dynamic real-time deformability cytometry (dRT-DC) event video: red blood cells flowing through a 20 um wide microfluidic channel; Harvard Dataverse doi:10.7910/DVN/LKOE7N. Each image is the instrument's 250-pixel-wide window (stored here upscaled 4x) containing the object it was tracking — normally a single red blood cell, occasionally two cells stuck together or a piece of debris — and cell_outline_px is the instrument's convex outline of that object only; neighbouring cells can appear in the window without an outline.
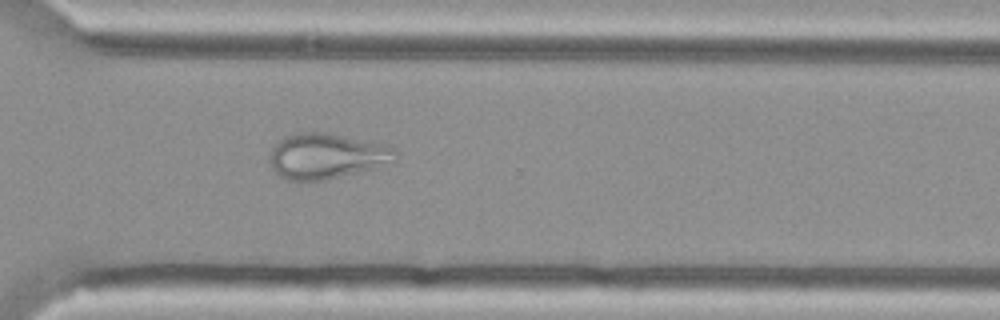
{"species": "Egyptian fruit bat (a non-hibernating species)", "species_latin": "Rousettus aegyptiacus", "temperature_condition": "cold", "stored_images_in_passage": 55, "camera_frame_rate_fps": 3000, "um_per_image_px": 0.085, "animal": {"sex": "female"}, "frame": {"image": 1, "passage_image": 39, "time_ms": 12.667, "image_size_px": [1000, 320], "cell_outline_px": [[400, 156], [396, 160], [380, 168], [324, 180], [284, 180], [272, 168], [268, 160], [268, 156], [272, 148], [284, 136], [296, 132], [328, 132], [384, 144], [392, 148]], "centroid_in_image_um": [27.77, 13.27], "position_along_channel_um": 342.8, "area_um2": 33.87}}
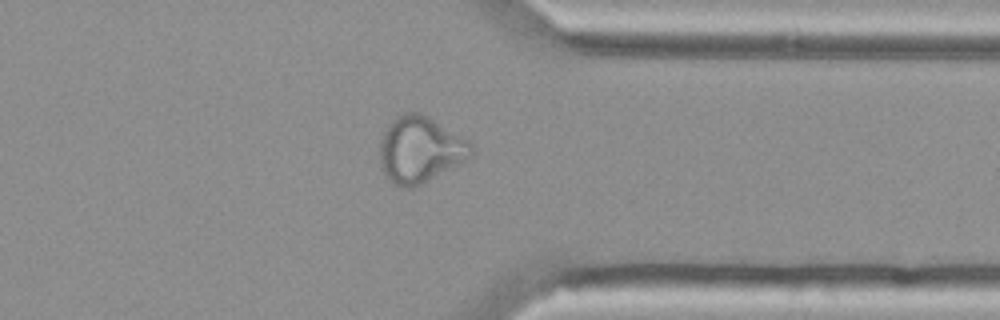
{"frame": {"image": 2, "passage_image": 42, "time_ms": 13.667, "image_size_px": [1000, 320], "cell_outline_px": [[476, 152], [472, 156], [420, 184], [412, 188], [404, 188], [392, 184], [384, 176], [380, 164], [380, 140], [388, 124], [400, 112], [420, 112], [428, 116], [468, 140], [472, 144]], "centroid_in_image_um": [35.68, 12.7], "position_along_channel_um": 375.7, "area_um2": 35.37}}